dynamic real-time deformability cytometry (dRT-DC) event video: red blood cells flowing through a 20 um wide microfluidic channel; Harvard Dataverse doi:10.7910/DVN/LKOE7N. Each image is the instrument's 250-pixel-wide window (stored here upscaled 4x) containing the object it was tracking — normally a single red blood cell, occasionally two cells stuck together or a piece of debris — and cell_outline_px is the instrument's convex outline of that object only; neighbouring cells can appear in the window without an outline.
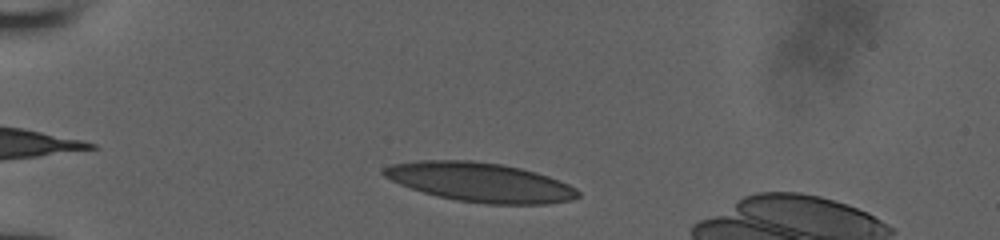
{"species": "human", "species_latin": "Homo sapiens", "temperature_condition": "room temperature", "stored_images_in_passage": 11, "camera_frame_rate_fps": 3000, "um_per_image_px": 0.085, "donor": {"sex": "male"}, "frame": {"image": 1, "passage_image": 4, "time_ms": 1.0, "image_size_px": [1000, 240], "cell_outline_px": [[580, 196], [572, 200], [544, 204], [484, 204], [456, 200], [424, 192], [400, 184], [384, 176], [380, 172], [384, 168], [392, 164], [420, 160], [472, 160], [500, 164], [520, 168], [536, 172], [548, 176], [568, 184], [576, 188], [580, 192]], "centroid_in_image_um": [40.84, 15.49], "position_along_channel_um": 44.2, "area_um2": 44.22}}
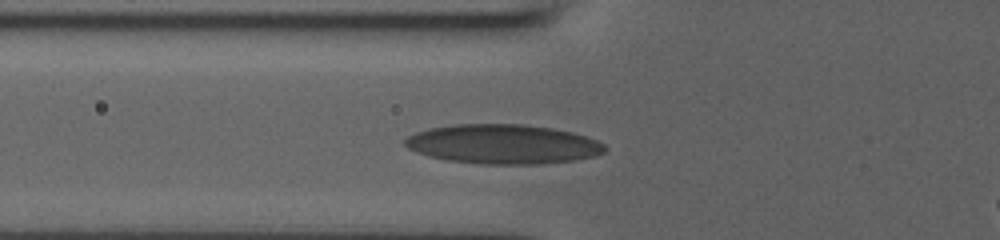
{"frame": {"image": 2, "passage_image": 10, "time_ms": 3.0, "image_size_px": [1000, 240], "cell_outline_px": [[608, 148], [604, 152], [596, 156], [572, 160], [540, 164], [480, 164], [448, 160], [428, 156], [416, 152], [408, 148], [404, 144], [404, 140], [408, 136], [416, 132], [428, 128], [456, 124], [524, 124], [552, 128], [572, 132], [596, 140], [604, 144]], "centroid_in_image_um": [42.74, 12.25], "position_along_channel_um": 83.1, "area_um2": 46.01}}